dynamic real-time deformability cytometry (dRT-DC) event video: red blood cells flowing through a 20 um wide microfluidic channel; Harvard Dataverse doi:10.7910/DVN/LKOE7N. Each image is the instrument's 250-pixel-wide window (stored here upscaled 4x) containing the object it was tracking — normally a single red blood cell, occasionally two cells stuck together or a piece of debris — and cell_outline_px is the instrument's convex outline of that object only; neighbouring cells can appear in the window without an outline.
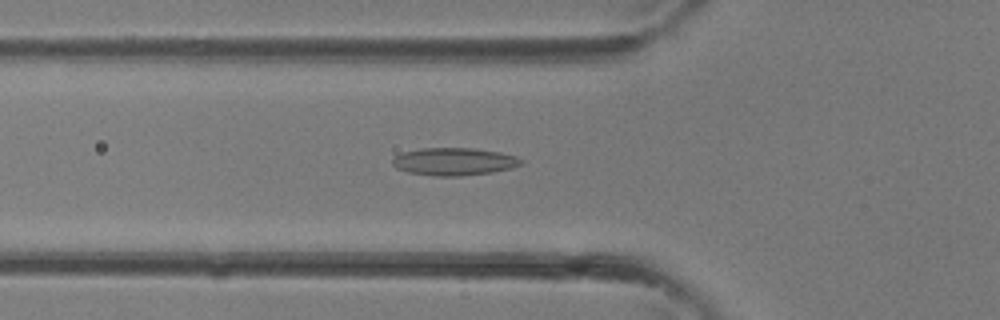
{"species": "common noctule bat (a hibernating species)", "species_latin": "Nyctalus noctula", "temperature_condition": "room temperature", "stored_images_in_passage": 28, "camera_frame_rate_fps": 3000, "um_per_image_px": 0.085, "animal": {"sex": "female"}, "frame": {"image": 1, "passage_image": 5, "time_ms": 1.333, "image_size_px": [1000, 320], "cell_outline_px": [[524, 164], [512, 168], [492, 172], [460, 176], [436, 176], [408, 172], [396, 168], [392, 164], [392, 160], [396, 156], [404, 152], [420, 148], [472, 148], [500, 152], [516, 156], [524, 160]], "centroid_in_image_um": [38.63, 13.73], "position_along_channel_um": 87.2, "area_um2": 20.75}}
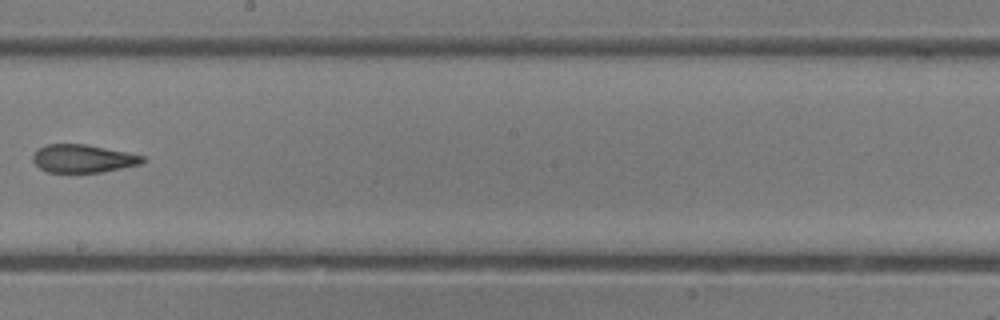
{"frame": {"image": 2, "passage_image": 13, "time_ms": 4.0, "image_size_px": [1000, 320], "cell_outline_px": [[144, 160], [140, 164], [100, 172], [48, 172], [40, 168], [32, 160], [32, 156], [40, 148], [48, 144], [84, 144], [128, 152], [144, 156]], "centroid_in_image_um": [7.05, 13.47], "position_along_channel_um": 241.2, "area_um2": 17.63}}
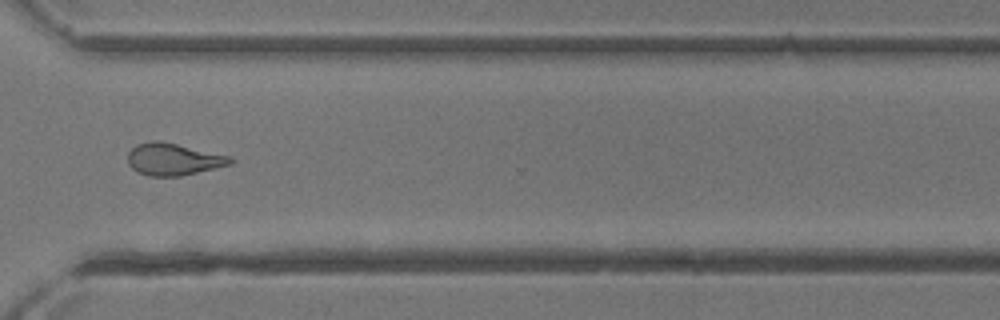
{"frame": {"image": 3, "passage_image": 19, "time_ms": 6.0, "image_size_px": [1000, 320], "cell_outline_px": [[236, 160], [232, 164], [180, 176], [148, 176], [136, 172], [128, 164], [128, 152], [136, 144], [152, 140], [156, 140], [176, 144], [232, 156]], "centroid_in_image_um": [14.74, 13.54], "position_along_channel_um": 355.9, "area_um2": 19.25}}